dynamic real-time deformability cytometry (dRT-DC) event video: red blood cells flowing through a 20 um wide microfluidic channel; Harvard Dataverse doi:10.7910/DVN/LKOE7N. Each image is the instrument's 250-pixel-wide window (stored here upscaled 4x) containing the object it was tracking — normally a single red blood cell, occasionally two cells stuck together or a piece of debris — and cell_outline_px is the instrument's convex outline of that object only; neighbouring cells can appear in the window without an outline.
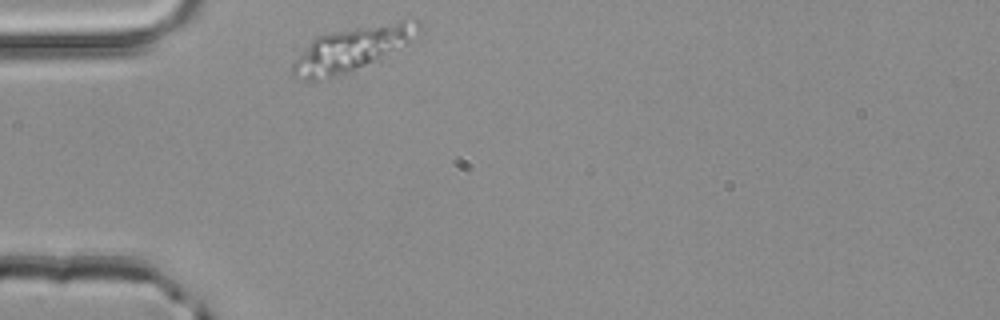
{"species": "common noctule bat (a hibernating species)", "species_latin": "Nyctalus noctula", "temperature_condition": "room temperature", "stored_images_in_passage": 30, "camera_frame_rate_fps": 3000, "um_per_image_px": 0.085, "animal": {"sex": "male", "body_mass_g": 20.4}, "frame": {"image": 1, "passage_image": 1, "time_ms": 0.0, "image_size_px": [1000, 320], "cell_outline_px": [[420, 32], [380, 64], [316, 80], [304, 80], [292, 76], [292, 64], [312, 40], [316, 36], [332, 32], [400, 20], [416, 20], [420, 24]], "centroid_in_image_um": [29.98, 4.18], "position_along_channel_um": 55.0, "area_um2": 32.6}}
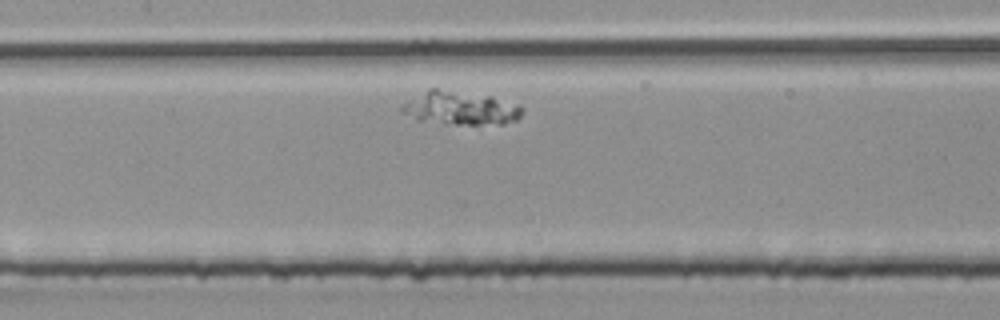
{"frame": {"image": 2, "passage_image": 11, "time_ms": 3.333, "image_size_px": [1000, 320], "cell_outline_px": [[524, 112], [516, 120], [504, 124], [444, 124], [416, 120], [400, 112], [400, 108], [404, 104], [432, 88], [436, 88], [492, 96], [520, 104]], "centroid_in_image_um": [39.19, 9.21], "position_along_channel_um": 168.2, "area_um2": 23.52}}
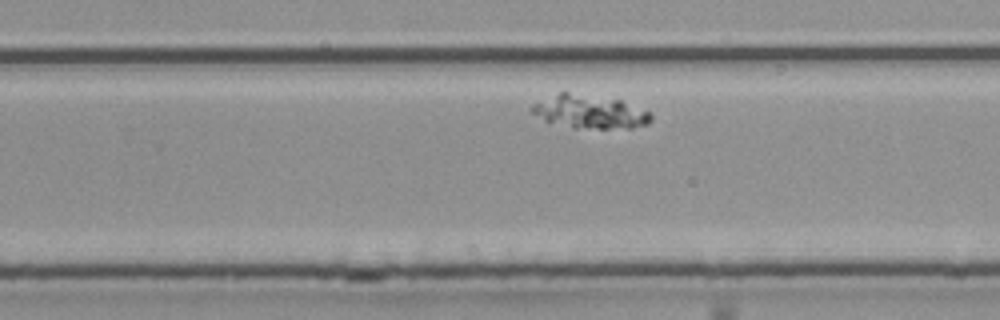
{"frame": {"image": 3, "passage_image": 20, "time_ms": 6.333, "image_size_px": [1000, 320], "cell_outline_px": [[652, 120], [648, 124], [632, 128], [572, 128], [544, 120], [528, 112], [528, 108], [532, 104], [560, 92], [568, 92], [620, 100], [652, 112]], "centroid_in_image_um": [50.12, 9.51], "position_along_channel_um": 279.7, "area_um2": 23.29}}